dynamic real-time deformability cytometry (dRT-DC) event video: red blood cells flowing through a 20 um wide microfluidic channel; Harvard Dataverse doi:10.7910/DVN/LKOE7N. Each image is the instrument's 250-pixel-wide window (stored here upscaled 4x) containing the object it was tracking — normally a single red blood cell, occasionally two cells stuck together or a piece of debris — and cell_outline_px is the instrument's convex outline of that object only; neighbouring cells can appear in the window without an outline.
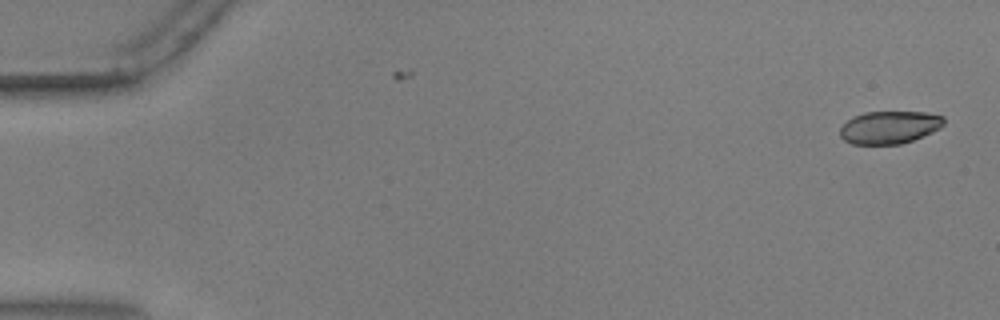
{"species": "common noctule bat (a hibernating species)", "species_latin": "Nyctalus noctula", "temperature_condition": "warm", "stored_images_in_passage": 4, "camera_frame_rate_fps": 3000, "um_per_image_px": 0.085, "animal": {"sex": "male", "body_mass_g": 17.9, "forearm_length_mm": 54.2}, "frame": {"image": 1, "passage_image": 1, "time_ms": 0.0, "image_size_px": [1000, 320], "cell_outline_px": [[944, 124], [940, 128], [932, 132], [912, 140], [900, 144], [852, 144], [844, 140], [840, 136], [840, 128], [852, 116], [864, 112], [924, 112], [944, 116]], "centroid_in_image_um": [75.59, 10.82], "position_along_channel_um": 9.4, "area_um2": 19.77}}